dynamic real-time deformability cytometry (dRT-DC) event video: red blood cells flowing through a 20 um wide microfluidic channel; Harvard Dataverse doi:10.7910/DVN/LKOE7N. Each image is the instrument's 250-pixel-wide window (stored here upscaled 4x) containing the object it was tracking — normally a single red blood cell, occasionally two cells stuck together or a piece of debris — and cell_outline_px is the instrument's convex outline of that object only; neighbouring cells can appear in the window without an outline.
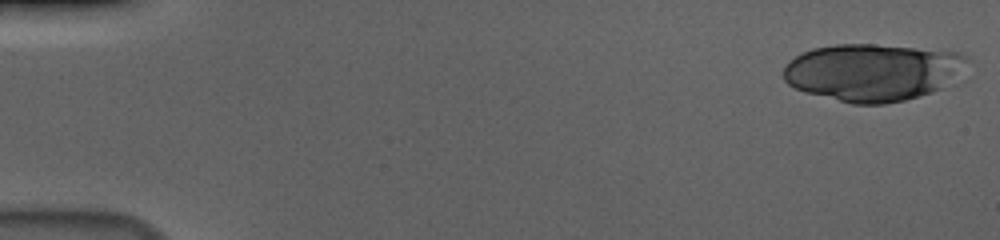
{"species": "human", "species_latin": "Homo sapiens", "temperature_condition": "cold", "stored_images_in_passage": 54, "camera_frame_rate_fps": 3000, "um_per_image_px": 0.085, "donor": {"sex": "male"}, "frame": {"image": 1, "passage_image": 1, "time_ms": 0.0, "image_size_px": [1000, 240], "cell_outline_px": [[968, 56], [940, 88], [932, 92], [904, 100], [884, 104], [852, 104], [804, 92], [788, 84], [784, 80], [784, 64], [788, 60], [812, 48], [836, 44], [872, 44], [960, 52]], "centroid_in_image_um": [74.02, 6.14], "position_along_channel_um": 11.0, "area_um2": 60.29}}
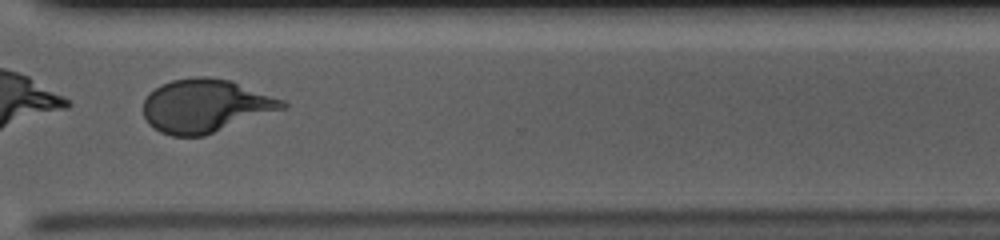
{"frame": {"image": 2, "passage_image": 42, "time_ms": 13.667, "image_size_px": [1000, 240], "cell_outline_px": [[288, 108], [204, 136], [172, 136], [160, 132], [148, 124], [144, 116], [144, 100], [160, 84], [172, 80], [196, 76], [208, 76], [232, 80], [284, 100], [288, 104]], "centroid_in_image_um": [17.5, 9.0], "position_along_channel_um": 353.1, "area_um2": 43.52}, "authors_computed_cell_mechanics": {"area_um2": 44.6505, "velocity_mm_per_s": 3.6847, "shape_relaxation_time_tau1_ms": 1.7231, "shape_relaxation_time_tau2_ms": 0.8384, "deformation_change_tau1": 0.318, "deformation_change_tau2": 0.0746}}